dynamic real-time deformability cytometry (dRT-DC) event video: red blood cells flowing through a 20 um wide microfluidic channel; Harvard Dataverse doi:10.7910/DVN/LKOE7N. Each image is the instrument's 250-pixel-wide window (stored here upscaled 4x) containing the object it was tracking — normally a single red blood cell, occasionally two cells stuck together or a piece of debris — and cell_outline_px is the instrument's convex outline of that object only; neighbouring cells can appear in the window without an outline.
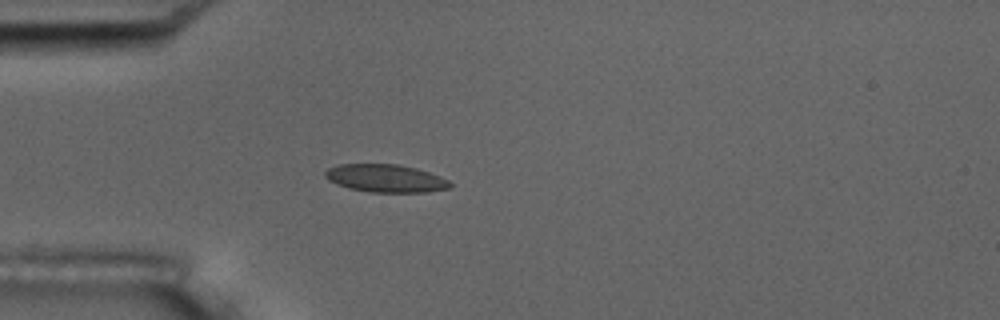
{"species": "common noctule bat (a hibernating species)", "species_latin": "Nyctalus noctula", "temperature_condition": "room temperature", "stored_images_in_passage": 4, "camera_frame_rate_fps": 3000, "um_per_image_px": 0.085, "animal": {"sex": "male", "body_mass_g": 17.5, "forearm_length_mm": 52.3}, "frame": {"image": 1, "passage_image": 4, "time_ms": 3.333, "image_size_px": [1000, 320], "cell_outline_px": [[452, 188], [428, 192], [368, 192], [348, 188], [336, 184], [328, 180], [324, 176], [324, 172], [328, 168], [340, 164], [396, 164], [416, 168], [428, 172], [448, 180], [452, 184]], "centroid_in_image_um": [32.76, 15.16], "position_along_channel_um": 52.2, "area_um2": 20.35}}